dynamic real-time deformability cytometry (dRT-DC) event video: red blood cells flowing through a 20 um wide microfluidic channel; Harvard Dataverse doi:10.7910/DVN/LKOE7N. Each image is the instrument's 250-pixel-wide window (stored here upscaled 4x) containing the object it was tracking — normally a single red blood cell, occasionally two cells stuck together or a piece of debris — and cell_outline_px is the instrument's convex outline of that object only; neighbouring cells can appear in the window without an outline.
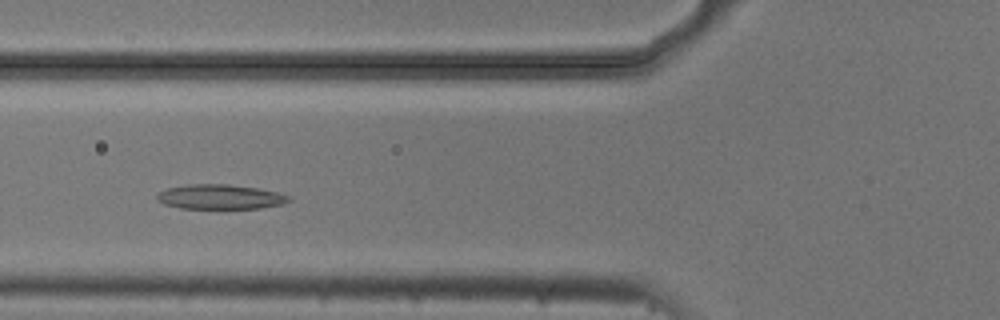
{"species": "common noctule bat (a hibernating species)", "species_latin": "Nyctalus noctula", "temperature_condition": "cold", "stored_images_in_passage": 7, "camera_frame_rate_fps": 3000, "um_per_image_px": 0.085, "animal": {"sex": "male", "body_mass_g": 20.5, "forearm_length_mm": 52.5}, "frame": {"image": 1, "passage_image": 5, "time_ms": 1.333, "image_size_px": [1000, 320], "cell_outline_px": [[292, 200], [284, 204], [260, 208], [180, 208], [164, 204], [156, 200], [156, 196], [160, 192], [168, 188], [188, 184], [228, 184], [256, 188], [276, 192], [292, 196]], "centroid_in_image_um": [18.74, 16.73], "position_along_channel_um": 107.1, "area_um2": 18.96}}
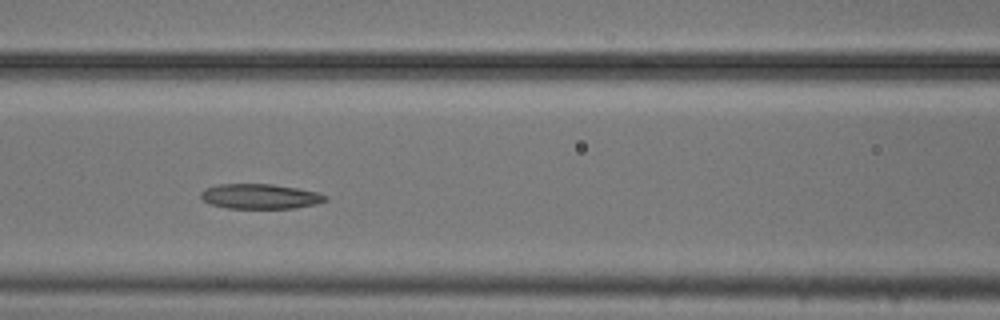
{"frame": {"image": 2, "passage_image": 6, "time_ms": 1.667, "image_size_px": [1000, 320], "cell_outline_px": [[328, 200], [316, 204], [296, 208], [228, 208], [208, 204], [200, 196], [200, 192], [204, 188], [220, 184], [272, 184], [296, 188], [316, 192], [328, 196]], "centroid_in_image_um": [22.09, 16.69], "position_along_channel_um": 144.5, "area_um2": 18.15}}
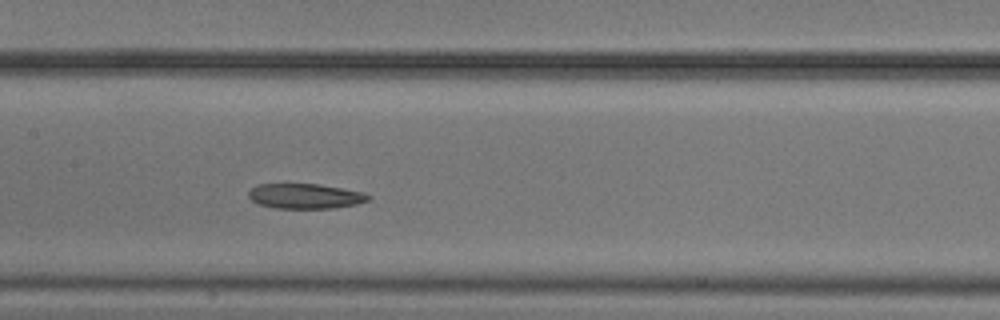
{"frame": {"image": 3, "passage_image": 7, "time_ms": 2.0, "image_size_px": [1000, 320], "cell_outline_px": [[372, 196], [368, 200], [356, 204], [336, 208], [272, 208], [260, 204], [252, 200], [248, 196], [248, 192], [256, 184], [320, 184], [364, 192]], "centroid_in_image_um": [25.95, 16.67], "position_along_channel_um": 181.4, "area_um2": 17.51}}